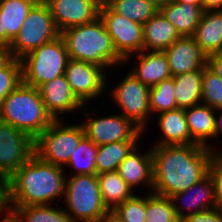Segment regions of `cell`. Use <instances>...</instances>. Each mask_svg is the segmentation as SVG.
<instances>
[{"label": "cell", "mask_w": 222, "mask_h": 222, "mask_svg": "<svg viewBox=\"0 0 222 222\" xmlns=\"http://www.w3.org/2000/svg\"><path fill=\"white\" fill-rule=\"evenodd\" d=\"M153 193L171 197L208 175L213 149L199 144L154 145Z\"/></svg>", "instance_id": "6da1fadb"}, {"label": "cell", "mask_w": 222, "mask_h": 222, "mask_svg": "<svg viewBox=\"0 0 222 222\" xmlns=\"http://www.w3.org/2000/svg\"><path fill=\"white\" fill-rule=\"evenodd\" d=\"M64 174V167L44 162L34 154L4 182L5 211L51 205L53 199L64 197Z\"/></svg>", "instance_id": "7a4b0ae2"}, {"label": "cell", "mask_w": 222, "mask_h": 222, "mask_svg": "<svg viewBox=\"0 0 222 222\" xmlns=\"http://www.w3.org/2000/svg\"><path fill=\"white\" fill-rule=\"evenodd\" d=\"M60 36L66 44L69 59L91 63L103 69L124 63L100 17L91 23L68 28Z\"/></svg>", "instance_id": "3957f363"}, {"label": "cell", "mask_w": 222, "mask_h": 222, "mask_svg": "<svg viewBox=\"0 0 222 222\" xmlns=\"http://www.w3.org/2000/svg\"><path fill=\"white\" fill-rule=\"evenodd\" d=\"M55 119L46 110L38 88L21 82L0 106V121L35 140Z\"/></svg>", "instance_id": "277c9868"}, {"label": "cell", "mask_w": 222, "mask_h": 222, "mask_svg": "<svg viewBox=\"0 0 222 222\" xmlns=\"http://www.w3.org/2000/svg\"><path fill=\"white\" fill-rule=\"evenodd\" d=\"M63 200L67 202L65 212L74 222H101L111 214L100 193L97 175L66 177Z\"/></svg>", "instance_id": "5b68a950"}, {"label": "cell", "mask_w": 222, "mask_h": 222, "mask_svg": "<svg viewBox=\"0 0 222 222\" xmlns=\"http://www.w3.org/2000/svg\"><path fill=\"white\" fill-rule=\"evenodd\" d=\"M68 60L66 44L58 36L20 59L22 82L38 88L41 84L64 75Z\"/></svg>", "instance_id": "8992f818"}, {"label": "cell", "mask_w": 222, "mask_h": 222, "mask_svg": "<svg viewBox=\"0 0 222 222\" xmlns=\"http://www.w3.org/2000/svg\"><path fill=\"white\" fill-rule=\"evenodd\" d=\"M54 120L35 140L34 154L44 162L63 167L85 137L82 124L62 126Z\"/></svg>", "instance_id": "52a82bcc"}, {"label": "cell", "mask_w": 222, "mask_h": 222, "mask_svg": "<svg viewBox=\"0 0 222 222\" xmlns=\"http://www.w3.org/2000/svg\"><path fill=\"white\" fill-rule=\"evenodd\" d=\"M60 36L48 6L37 2L29 11L18 35L11 42L9 49L12 57L21 59L38 47Z\"/></svg>", "instance_id": "ba28073f"}, {"label": "cell", "mask_w": 222, "mask_h": 222, "mask_svg": "<svg viewBox=\"0 0 222 222\" xmlns=\"http://www.w3.org/2000/svg\"><path fill=\"white\" fill-rule=\"evenodd\" d=\"M99 17L112 38L116 52L128 61L133 53L143 51V25L115 13L104 1Z\"/></svg>", "instance_id": "9c48e42d"}, {"label": "cell", "mask_w": 222, "mask_h": 222, "mask_svg": "<svg viewBox=\"0 0 222 222\" xmlns=\"http://www.w3.org/2000/svg\"><path fill=\"white\" fill-rule=\"evenodd\" d=\"M149 92L150 87L140 82L131 72L111 92L112 99L123 110L122 115L142 131L151 115Z\"/></svg>", "instance_id": "30bf717a"}, {"label": "cell", "mask_w": 222, "mask_h": 222, "mask_svg": "<svg viewBox=\"0 0 222 222\" xmlns=\"http://www.w3.org/2000/svg\"><path fill=\"white\" fill-rule=\"evenodd\" d=\"M34 155V140L0 121V179L5 182Z\"/></svg>", "instance_id": "8fae6325"}, {"label": "cell", "mask_w": 222, "mask_h": 222, "mask_svg": "<svg viewBox=\"0 0 222 222\" xmlns=\"http://www.w3.org/2000/svg\"><path fill=\"white\" fill-rule=\"evenodd\" d=\"M89 119L82 126L85 136L97 146L118 141H138L140 134L143 133L138 126L121 113Z\"/></svg>", "instance_id": "7c38bea8"}, {"label": "cell", "mask_w": 222, "mask_h": 222, "mask_svg": "<svg viewBox=\"0 0 222 222\" xmlns=\"http://www.w3.org/2000/svg\"><path fill=\"white\" fill-rule=\"evenodd\" d=\"M104 70L84 61L68 60L64 75L73 94L83 105L97 96H102L106 86Z\"/></svg>", "instance_id": "4fadbf2b"}, {"label": "cell", "mask_w": 222, "mask_h": 222, "mask_svg": "<svg viewBox=\"0 0 222 222\" xmlns=\"http://www.w3.org/2000/svg\"><path fill=\"white\" fill-rule=\"evenodd\" d=\"M102 0H47L56 28L62 31L88 24L99 17Z\"/></svg>", "instance_id": "5bb4252c"}, {"label": "cell", "mask_w": 222, "mask_h": 222, "mask_svg": "<svg viewBox=\"0 0 222 222\" xmlns=\"http://www.w3.org/2000/svg\"><path fill=\"white\" fill-rule=\"evenodd\" d=\"M164 52L173 77L194 70H203L207 63V56L193 36H181Z\"/></svg>", "instance_id": "9a60e30c"}, {"label": "cell", "mask_w": 222, "mask_h": 222, "mask_svg": "<svg viewBox=\"0 0 222 222\" xmlns=\"http://www.w3.org/2000/svg\"><path fill=\"white\" fill-rule=\"evenodd\" d=\"M38 90L46 110L55 120L60 119L59 114H62V112L69 113L80 109L85 111L86 109V106L73 94L65 75L58 76L52 81L41 84Z\"/></svg>", "instance_id": "2e32d148"}, {"label": "cell", "mask_w": 222, "mask_h": 222, "mask_svg": "<svg viewBox=\"0 0 222 222\" xmlns=\"http://www.w3.org/2000/svg\"><path fill=\"white\" fill-rule=\"evenodd\" d=\"M187 195L189 198H187ZM184 197L185 199L187 198L188 202L185 204V206L183 205L182 207L188 211L190 210L188 213L184 212L182 207H180L178 204L176 205L175 203H179L178 200H184ZM170 199L172 200L176 215L179 220L198 212L217 208L214 184L209 174L197 184H194L188 188L186 191L172 195ZM185 202L186 200H184V203Z\"/></svg>", "instance_id": "e0dca14e"}, {"label": "cell", "mask_w": 222, "mask_h": 222, "mask_svg": "<svg viewBox=\"0 0 222 222\" xmlns=\"http://www.w3.org/2000/svg\"><path fill=\"white\" fill-rule=\"evenodd\" d=\"M136 146L120 163L117 172L127 185L134 190L135 186L145 183L153 189V157L150 149L146 154H140Z\"/></svg>", "instance_id": "ac0fdd59"}, {"label": "cell", "mask_w": 222, "mask_h": 222, "mask_svg": "<svg viewBox=\"0 0 222 222\" xmlns=\"http://www.w3.org/2000/svg\"><path fill=\"white\" fill-rule=\"evenodd\" d=\"M137 58L139 64L130 72L144 85L151 88L173 77L164 51H141Z\"/></svg>", "instance_id": "d6986e66"}, {"label": "cell", "mask_w": 222, "mask_h": 222, "mask_svg": "<svg viewBox=\"0 0 222 222\" xmlns=\"http://www.w3.org/2000/svg\"><path fill=\"white\" fill-rule=\"evenodd\" d=\"M180 37L176 27L158 11L143 25V51H164Z\"/></svg>", "instance_id": "ffe728a7"}, {"label": "cell", "mask_w": 222, "mask_h": 222, "mask_svg": "<svg viewBox=\"0 0 222 222\" xmlns=\"http://www.w3.org/2000/svg\"><path fill=\"white\" fill-rule=\"evenodd\" d=\"M38 0H0L2 15V46H10L26 17Z\"/></svg>", "instance_id": "44dd1931"}, {"label": "cell", "mask_w": 222, "mask_h": 222, "mask_svg": "<svg viewBox=\"0 0 222 222\" xmlns=\"http://www.w3.org/2000/svg\"><path fill=\"white\" fill-rule=\"evenodd\" d=\"M193 38L206 56L222 52V10L203 11Z\"/></svg>", "instance_id": "7402d4cb"}, {"label": "cell", "mask_w": 222, "mask_h": 222, "mask_svg": "<svg viewBox=\"0 0 222 222\" xmlns=\"http://www.w3.org/2000/svg\"><path fill=\"white\" fill-rule=\"evenodd\" d=\"M215 109L200 103L185 109V116L191 135V144L204 147L208 138L215 137Z\"/></svg>", "instance_id": "603a6c76"}, {"label": "cell", "mask_w": 222, "mask_h": 222, "mask_svg": "<svg viewBox=\"0 0 222 222\" xmlns=\"http://www.w3.org/2000/svg\"><path fill=\"white\" fill-rule=\"evenodd\" d=\"M159 11L176 27L181 36H193L203 14L202 6L174 0Z\"/></svg>", "instance_id": "cb8c5ba5"}, {"label": "cell", "mask_w": 222, "mask_h": 222, "mask_svg": "<svg viewBox=\"0 0 222 222\" xmlns=\"http://www.w3.org/2000/svg\"><path fill=\"white\" fill-rule=\"evenodd\" d=\"M158 115L157 121L164 139L161 138L156 145L191 144L185 109L178 108Z\"/></svg>", "instance_id": "d4e9b609"}, {"label": "cell", "mask_w": 222, "mask_h": 222, "mask_svg": "<svg viewBox=\"0 0 222 222\" xmlns=\"http://www.w3.org/2000/svg\"><path fill=\"white\" fill-rule=\"evenodd\" d=\"M202 75L203 70H194L173 77L177 108L186 109L202 103Z\"/></svg>", "instance_id": "484cf974"}, {"label": "cell", "mask_w": 222, "mask_h": 222, "mask_svg": "<svg viewBox=\"0 0 222 222\" xmlns=\"http://www.w3.org/2000/svg\"><path fill=\"white\" fill-rule=\"evenodd\" d=\"M97 178L104 204L110 211L134 195L117 170L100 173Z\"/></svg>", "instance_id": "4316f807"}, {"label": "cell", "mask_w": 222, "mask_h": 222, "mask_svg": "<svg viewBox=\"0 0 222 222\" xmlns=\"http://www.w3.org/2000/svg\"><path fill=\"white\" fill-rule=\"evenodd\" d=\"M136 146H138V141H118L99 145L95 160L96 175L116 171L120 163Z\"/></svg>", "instance_id": "83f0119b"}, {"label": "cell", "mask_w": 222, "mask_h": 222, "mask_svg": "<svg viewBox=\"0 0 222 222\" xmlns=\"http://www.w3.org/2000/svg\"><path fill=\"white\" fill-rule=\"evenodd\" d=\"M10 214L17 222H74L64 209L50 205L14 208Z\"/></svg>", "instance_id": "f1b7e54d"}, {"label": "cell", "mask_w": 222, "mask_h": 222, "mask_svg": "<svg viewBox=\"0 0 222 222\" xmlns=\"http://www.w3.org/2000/svg\"><path fill=\"white\" fill-rule=\"evenodd\" d=\"M117 14L144 25L159 9L146 0H104Z\"/></svg>", "instance_id": "f546056e"}, {"label": "cell", "mask_w": 222, "mask_h": 222, "mask_svg": "<svg viewBox=\"0 0 222 222\" xmlns=\"http://www.w3.org/2000/svg\"><path fill=\"white\" fill-rule=\"evenodd\" d=\"M98 146L86 136L79 142L78 147L68 160V167L72 166L76 175H96V153Z\"/></svg>", "instance_id": "4dcf8cb0"}, {"label": "cell", "mask_w": 222, "mask_h": 222, "mask_svg": "<svg viewBox=\"0 0 222 222\" xmlns=\"http://www.w3.org/2000/svg\"><path fill=\"white\" fill-rule=\"evenodd\" d=\"M174 92L175 80L173 77L151 87L149 92L151 114L152 112L163 113L178 109Z\"/></svg>", "instance_id": "1f68e13d"}, {"label": "cell", "mask_w": 222, "mask_h": 222, "mask_svg": "<svg viewBox=\"0 0 222 222\" xmlns=\"http://www.w3.org/2000/svg\"><path fill=\"white\" fill-rule=\"evenodd\" d=\"M145 222H180V220L169 197L151 192L147 195Z\"/></svg>", "instance_id": "d6a6232c"}, {"label": "cell", "mask_w": 222, "mask_h": 222, "mask_svg": "<svg viewBox=\"0 0 222 222\" xmlns=\"http://www.w3.org/2000/svg\"><path fill=\"white\" fill-rule=\"evenodd\" d=\"M147 196L145 198L133 195L123 203L117 205L111 215L119 222H145Z\"/></svg>", "instance_id": "836d02e7"}, {"label": "cell", "mask_w": 222, "mask_h": 222, "mask_svg": "<svg viewBox=\"0 0 222 222\" xmlns=\"http://www.w3.org/2000/svg\"><path fill=\"white\" fill-rule=\"evenodd\" d=\"M202 103L212 109H222V78L207 66L202 75Z\"/></svg>", "instance_id": "e575fe53"}, {"label": "cell", "mask_w": 222, "mask_h": 222, "mask_svg": "<svg viewBox=\"0 0 222 222\" xmlns=\"http://www.w3.org/2000/svg\"><path fill=\"white\" fill-rule=\"evenodd\" d=\"M21 82V61L13 57L4 67L0 68V106Z\"/></svg>", "instance_id": "d590c367"}, {"label": "cell", "mask_w": 222, "mask_h": 222, "mask_svg": "<svg viewBox=\"0 0 222 222\" xmlns=\"http://www.w3.org/2000/svg\"><path fill=\"white\" fill-rule=\"evenodd\" d=\"M212 151L208 174L214 184L217 207L222 208V152Z\"/></svg>", "instance_id": "8d00e7d4"}, {"label": "cell", "mask_w": 222, "mask_h": 222, "mask_svg": "<svg viewBox=\"0 0 222 222\" xmlns=\"http://www.w3.org/2000/svg\"><path fill=\"white\" fill-rule=\"evenodd\" d=\"M180 222H222V208H212L180 219Z\"/></svg>", "instance_id": "74e56055"}, {"label": "cell", "mask_w": 222, "mask_h": 222, "mask_svg": "<svg viewBox=\"0 0 222 222\" xmlns=\"http://www.w3.org/2000/svg\"><path fill=\"white\" fill-rule=\"evenodd\" d=\"M206 66L222 78V52L207 56Z\"/></svg>", "instance_id": "f35d334b"}, {"label": "cell", "mask_w": 222, "mask_h": 222, "mask_svg": "<svg viewBox=\"0 0 222 222\" xmlns=\"http://www.w3.org/2000/svg\"><path fill=\"white\" fill-rule=\"evenodd\" d=\"M203 11L222 10V0H201Z\"/></svg>", "instance_id": "ab89813d"}, {"label": "cell", "mask_w": 222, "mask_h": 222, "mask_svg": "<svg viewBox=\"0 0 222 222\" xmlns=\"http://www.w3.org/2000/svg\"><path fill=\"white\" fill-rule=\"evenodd\" d=\"M12 58L9 47L0 46V68L4 67Z\"/></svg>", "instance_id": "60d3db41"}, {"label": "cell", "mask_w": 222, "mask_h": 222, "mask_svg": "<svg viewBox=\"0 0 222 222\" xmlns=\"http://www.w3.org/2000/svg\"><path fill=\"white\" fill-rule=\"evenodd\" d=\"M218 111H222V109H219ZM221 116L217 119V115L215 116V138L219 137L220 131H222V114Z\"/></svg>", "instance_id": "b9f144b4"}, {"label": "cell", "mask_w": 222, "mask_h": 222, "mask_svg": "<svg viewBox=\"0 0 222 222\" xmlns=\"http://www.w3.org/2000/svg\"><path fill=\"white\" fill-rule=\"evenodd\" d=\"M146 1H149L160 10L163 6H165L171 0H146Z\"/></svg>", "instance_id": "7bdbcfd3"}, {"label": "cell", "mask_w": 222, "mask_h": 222, "mask_svg": "<svg viewBox=\"0 0 222 222\" xmlns=\"http://www.w3.org/2000/svg\"><path fill=\"white\" fill-rule=\"evenodd\" d=\"M0 209H5L4 206V182L0 179Z\"/></svg>", "instance_id": "ee69618b"}, {"label": "cell", "mask_w": 222, "mask_h": 222, "mask_svg": "<svg viewBox=\"0 0 222 222\" xmlns=\"http://www.w3.org/2000/svg\"><path fill=\"white\" fill-rule=\"evenodd\" d=\"M178 3H190L193 5L201 6V0H174Z\"/></svg>", "instance_id": "f6af8a7d"}, {"label": "cell", "mask_w": 222, "mask_h": 222, "mask_svg": "<svg viewBox=\"0 0 222 222\" xmlns=\"http://www.w3.org/2000/svg\"><path fill=\"white\" fill-rule=\"evenodd\" d=\"M6 216H4L3 220H0V222H17L10 213H6ZM2 217V216H0Z\"/></svg>", "instance_id": "bcb514c9"}, {"label": "cell", "mask_w": 222, "mask_h": 222, "mask_svg": "<svg viewBox=\"0 0 222 222\" xmlns=\"http://www.w3.org/2000/svg\"><path fill=\"white\" fill-rule=\"evenodd\" d=\"M101 222H119V221L115 219L111 214H109Z\"/></svg>", "instance_id": "7dc6e473"}, {"label": "cell", "mask_w": 222, "mask_h": 222, "mask_svg": "<svg viewBox=\"0 0 222 222\" xmlns=\"http://www.w3.org/2000/svg\"><path fill=\"white\" fill-rule=\"evenodd\" d=\"M0 46H2V15H0Z\"/></svg>", "instance_id": "c3c4849f"}, {"label": "cell", "mask_w": 222, "mask_h": 222, "mask_svg": "<svg viewBox=\"0 0 222 222\" xmlns=\"http://www.w3.org/2000/svg\"><path fill=\"white\" fill-rule=\"evenodd\" d=\"M47 0H38V2H43V3H45Z\"/></svg>", "instance_id": "681fc988"}, {"label": "cell", "mask_w": 222, "mask_h": 222, "mask_svg": "<svg viewBox=\"0 0 222 222\" xmlns=\"http://www.w3.org/2000/svg\"><path fill=\"white\" fill-rule=\"evenodd\" d=\"M5 211V209H0V215H2V213L1 212H4Z\"/></svg>", "instance_id": "f907efd6"}]
</instances>
